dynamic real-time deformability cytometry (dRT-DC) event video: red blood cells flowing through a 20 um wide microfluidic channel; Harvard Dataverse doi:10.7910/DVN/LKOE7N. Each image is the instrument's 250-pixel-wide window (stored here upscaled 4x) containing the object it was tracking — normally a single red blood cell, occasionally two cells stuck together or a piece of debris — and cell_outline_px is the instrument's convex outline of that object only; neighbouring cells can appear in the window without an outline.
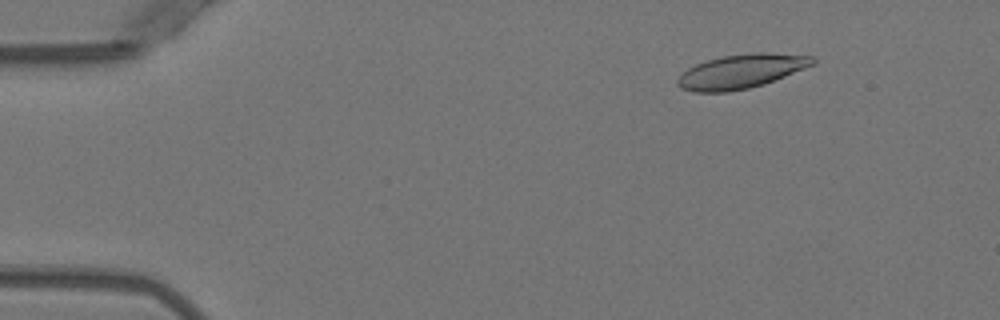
{"species": "Egyptian fruit bat (a non-hibernating species)", "species_latin": "Rousettus aegyptiacus", "temperature_condition": "warm", "stored_images_in_passage": 52, "camera_frame_rate_fps": 3000, "um_per_image_px": 0.085, "animal": {"sex": "female"}, "frame": {"image": 1, "passage_image": 7, "time_ms": 2.0, "image_size_px": [1000, 320], "cell_outline_px": [[816, 64], [764, 84], [748, 88], [728, 92], [692, 92], [680, 88], [676, 84], [676, 80], [688, 68], [696, 64], [708, 60], [724, 56], [756, 52], [764, 52], [812, 56], [816, 60]], "centroid_in_image_um": [63.0, 6.07], "position_along_channel_um": 22.0, "area_um2": 26.76}}
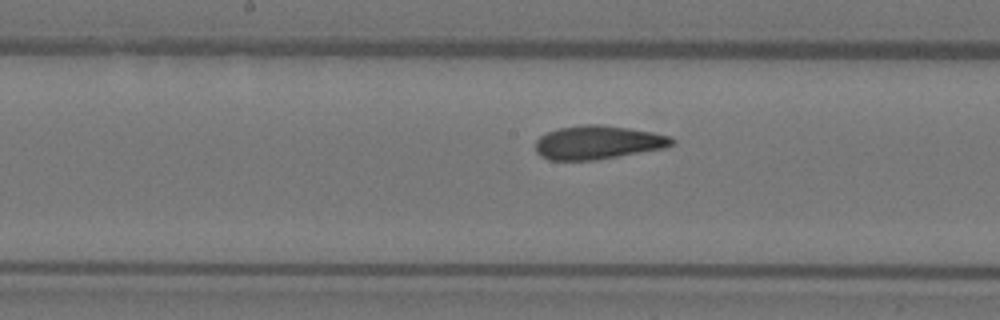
{"frame": {"image": 2, "passage_image": 27, "time_ms": 8.667, "image_size_px": [1000, 320], "cell_outline_px": [[676, 140], [672, 144], [664, 148], [596, 160], [548, 160], [540, 156], [536, 152], [536, 140], [540, 136], [548, 132], [560, 128], [580, 124], [600, 124], [628, 128], [652, 132], [672, 136]], "centroid_in_image_um": [50.81, 12.1], "position_along_channel_um": 197.4, "area_um2": 26.76}}
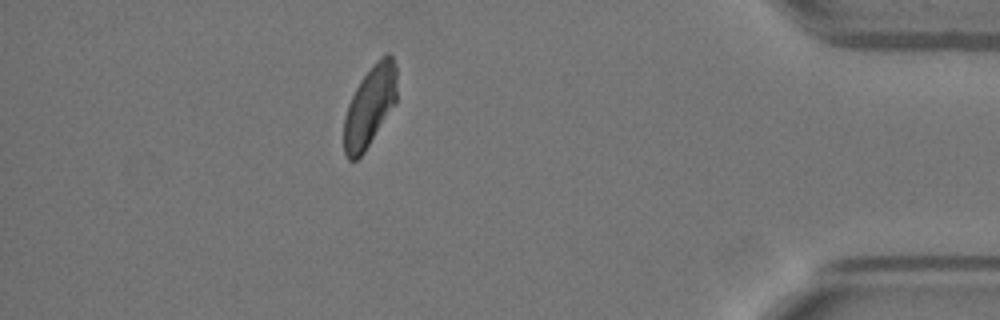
{"frame": {"image": 3, "passage_image": 46, "time_ms": 15.0, "image_size_px": [1000, 320], "cell_outline_px": [[396, 104], [364, 152], [356, 160], [348, 160], [344, 152], [344, 116], [348, 104], [360, 80], [376, 60], [388, 52], [392, 56], [396, 68]], "centroid_in_image_um": [31.43, 9.04], "position_along_channel_um": 403.8, "area_um2": 24.91}, "authors_computed_cell_mechanics": {"area_um2": 26.5302, "velocity_mm_per_s": 3.9477, "shape_relaxation_time_tau1_ms": null, "shape_relaxation_time_tau2_ms": 1.725, "deformation_change_tau1": null, "deformation_change_tau2": 0.0853}}